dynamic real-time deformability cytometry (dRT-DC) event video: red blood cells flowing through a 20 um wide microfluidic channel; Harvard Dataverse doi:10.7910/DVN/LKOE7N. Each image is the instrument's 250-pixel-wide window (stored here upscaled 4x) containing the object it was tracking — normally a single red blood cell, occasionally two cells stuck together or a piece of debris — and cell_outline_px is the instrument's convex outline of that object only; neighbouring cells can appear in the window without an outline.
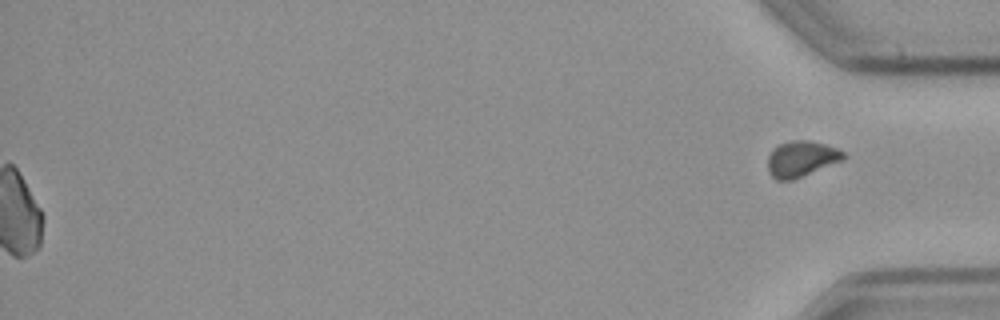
{"species": "common noctule bat (a hibernating species)", "species_latin": "Nyctalus noctula", "temperature_condition": "cold", "stored_images_in_passage": 57, "segment_of_instrument_passage": [2, 2], "camera_frame_rate_fps": 3000, "um_per_image_px": 0.085, "animal": {"sex": "male", "body_mass_g": 23.1, "forearm_length_mm": 52.7}, "frame": {"image": 1, "passage_image": 57, "time_ms": 18.667, "image_size_px": [1000, 320], "cell_outline_px": [[848, 156], [844, 160], [792, 180], [776, 180], [768, 172], [768, 156], [780, 144], [792, 140], [808, 140], [824, 144], [836, 148], [844, 152]], "centroid_in_image_um": [68.14, 13.51], "position_along_channel_um": 367.1, "area_um2": 15.72}}